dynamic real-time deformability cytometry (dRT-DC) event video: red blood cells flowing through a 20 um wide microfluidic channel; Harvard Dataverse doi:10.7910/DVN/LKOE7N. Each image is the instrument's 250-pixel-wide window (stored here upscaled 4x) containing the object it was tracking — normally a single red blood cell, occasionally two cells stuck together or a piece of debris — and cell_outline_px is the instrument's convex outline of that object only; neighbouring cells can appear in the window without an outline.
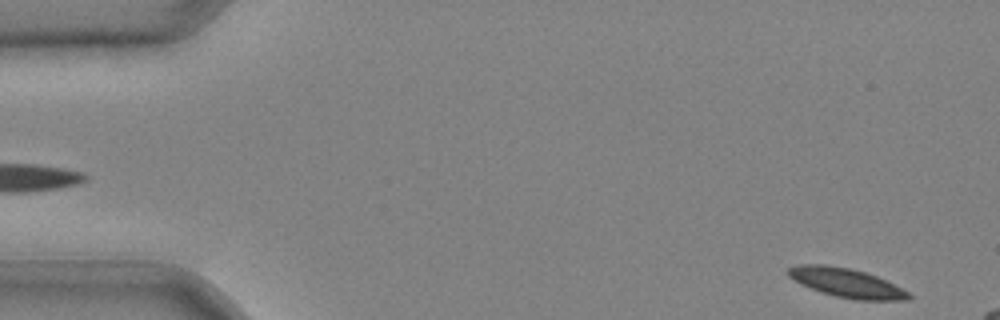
{"species": "common noctule bat (a hibernating species)", "species_latin": "Nyctalus noctula", "temperature_condition": "cold", "stored_images_in_passage": 8, "camera_frame_rate_fps": 3000, "um_per_image_px": 0.085, "animal": {"sex": "male", "body_mass_g": 20.4}, "frame": {"image": 1, "passage_image": 1, "time_ms": 0.0, "image_size_px": [1000, 320], "cell_outline_px": [[912, 296], [908, 300], [856, 300], [836, 296], [820, 292], [800, 284], [788, 276], [788, 268], [800, 264], [824, 264], [848, 268], [864, 272], [876, 276], [908, 292]], "centroid_in_image_um": [71.91, 24.04], "position_along_channel_um": 13.1, "area_um2": 20.17}}